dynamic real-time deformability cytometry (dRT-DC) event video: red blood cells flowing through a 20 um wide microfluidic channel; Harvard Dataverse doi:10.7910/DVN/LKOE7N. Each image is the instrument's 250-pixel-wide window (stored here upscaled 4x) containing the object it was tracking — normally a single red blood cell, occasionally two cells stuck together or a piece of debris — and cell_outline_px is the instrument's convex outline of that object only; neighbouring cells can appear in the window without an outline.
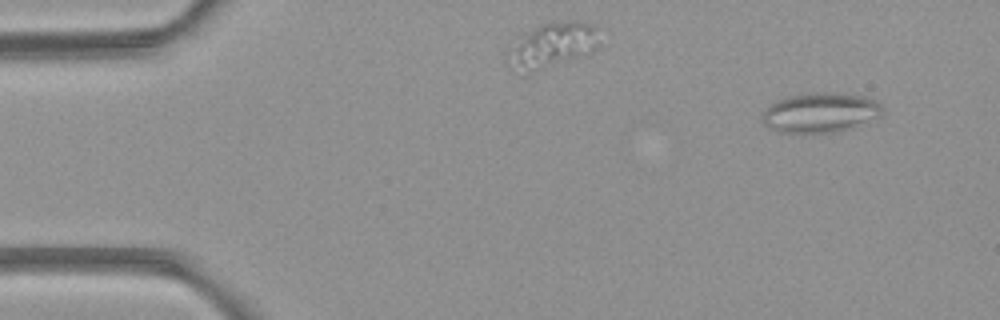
{"species": "common noctule bat (a hibernating species)", "species_latin": "Nyctalus noctula", "temperature_condition": "room temperature", "stored_images_in_passage": 4, "camera_frame_rate_fps": 3000, "um_per_image_px": 0.085, "animal": {"sex": "female", "body_mass_g": 21.9}, "frame": {"image": 1, "passage_image": 1, "time_ms": 0.0, "image_size_px": [1000, 320], "cell_outline_px": [[884, 112], [876, 116], [832, 132], [776, 132], [768, 128], [764, 124], [764, 112], [776, 100], [792, 96], [812, 92], [828, 92], [864, 96], [876, 100], [884, 108]], "centroid_in_image_um": [69.68, 9.54], "position_along_channel_um": 15.3, "area_um2": 26.88}}